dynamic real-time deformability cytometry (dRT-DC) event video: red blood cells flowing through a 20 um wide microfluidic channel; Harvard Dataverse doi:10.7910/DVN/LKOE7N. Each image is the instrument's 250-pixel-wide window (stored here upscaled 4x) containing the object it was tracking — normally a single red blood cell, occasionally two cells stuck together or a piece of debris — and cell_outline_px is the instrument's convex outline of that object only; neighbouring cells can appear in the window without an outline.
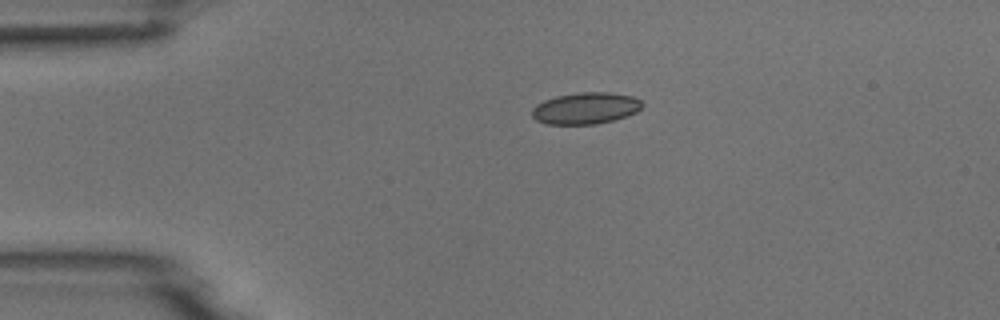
{"species": "common noctule bat (a hibernating species)", "species_latin": "Nyctalus noctula", "temperature_condition": "room temperature", "stored_images_in_passage": 2, "camera_frame_rate_fps": 3000, "um_per_image_px": 0.085, "animal": {"sex": "male", "body_mass_g": 18.8}, "frame": {"image": 1, "passage_image": 1, "time_ms": 0.0, "image_size_px": [1000, 320], "cell_outline_px": [[644, 104], [636, 112], [628, 116], [596, 124], [548, 124], [536, 120], [532, 116], [532, 108], [536, 104], [544, 100], [556, 96], [580, 92], [612, 92], [632, 96], [640, 100]], "centroid_in_image_um": [49.78, 9.19], "position_along_channel_um": 35.2, "area_um2": 20.35}}